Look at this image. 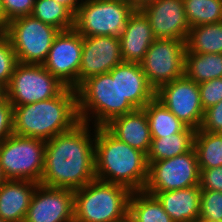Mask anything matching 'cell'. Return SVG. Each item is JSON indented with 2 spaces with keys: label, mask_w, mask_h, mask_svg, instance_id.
Masks as SVG:
<instances>
[{
  "label": "cell",
  "mask_w": 222,
  "mask_h": 222,
  "mask_svg": "<svg viewBox=\"0 0 222 222\" xmlns=\"http://www.w3.org/2000/svg\"><path fill=\"white\" fill-rule=\"evenodd\" d=\"M95 178V126L80 122L46 141L40 184L75 191Z\"/></svg>",
  "instance_id": "1"
},
{
  "label": "cell",
  "mask_w": 222,
  "mask_h": 222,
  "mask_svg": "<svg viewBox=\"0 0 222 222\" xmlns=\"http://www.w3.org/2000/svg\"><path fill=\"white\" fill-rule=\"evenodd\" d=\"M80 123L77 92L65 87L57 96L13 106V134L48 141Z\"/></svg>",
  "instance_id": "2"
},
{
  "label": "cell",
  "mask_w": 222,
  "mask_h": 222,
  "mask_svg": "<svg viewBox=\"0 0 222 222\" xmlns=\"http://www.w3.org/2000/svg\"><path fill=\"white\" fill-rule=\"evenodd\" d=\"M147 155L114 137L105 127H95L96 179L144 190L148 179Z\"/></svg>",
  "instance_id": "3"
},
{
  "label": "cell",
  "mask_w": 222,
  "mask_h": 222,
  "mask_svg": "<svg viewBox=\"0 0 222 222\" xmlns=\"http://www.w3.org/2000/svg\"><path fill=\"white\" fill-rule=\"evenodd\" d=\"M76 92L80 122L95 127H104L112 119L136 110L121 94L116 77L109 73L88 78Z\"/></svg>",
  "instance_id": "4"
},
{
  "label": "cell",
  "mask_w": 222,
  "mask_h": 222,
  "mask_svg": "<svg viewBox=\"0 0 222 222\" xmlns=\"http://www.w3.org/2000/svg\"><path fill=\"white\" fill-rule=\"evenodd\" d=\"M131 191L94 179L74 191V222H119L129 212Z\"/></svg>",
  "instance_id": "5"
},
{
  "label": "cell",
  "mask_w": 222,
  "mask_h": 222,
  "mask_svg": "<svg viewBox=\"0 0 222 222\" xmlns=\"http://www.w3.org/2000/svg\"><path fill=\"white\" fill-rule=\"evenodd\" d=\"M46 141L11 134L0 143V165L7 180L40 183L44 169Z\"/></svg>",
  "instance_id": "6"
},
{
  "label": "cell",
  "mask_w": 222,
  "mask_h": 222,
  "mask_svg": "<svg viewBox=\"0 0 222 222\" xmlns=\"http://www.w3.org/2000/svg\"><path fill=\"white\" fill-rule=\"evenodd\" d=\"M59 32L56 27L27 15L9 21L4 35L10 40L19 63L43 64Z\"/></svg>",
  "instance_id": "7"
},
{
  "label": "cell",
  "mask_w": 222,
  "mask_h": 222,
  "mask_svg": "<svg viewBox=\"0 0 222 222\" xmlns=\"http://www.w3.org/2000/svg\"><path fill=\"white\" fill-rule=\"evenodd\" d=\"M134 10L118 1L83 0L74 15V29L82 36L120 37Z\"/></svg>",
  "instance_id": "8"
},
{
  "label": "cell",
  "mask_w": 222,
  "mask_h": 222,
  "mask_svg": "<svg viewBox=\"0 0 222 222\" xmlns=\"http://www.w3.org/2000/svg\"><path fill=\"white\" fill-rule=\"evenodd\" d=\"M66 86L43 64L18 63L5 89L12 106L26 105L57 96Z\"/></svg>",
  "instance_id": "9"
},
{
  "label": "cell",
  "mask_w": 222,
  "mask_h": 222,
  "mask_svg": "<svg viewBox=\"0 0 222 222\" xmlns=\"http://www.w3.org/2000/svg\"><path fill=\"white\" fill-rule=\"evenodd\" d=\"M148 165L144 191L151 195L200 185L201 172L194 148L172 158L148 162Z\"/></svg>",
  "instance_id": "10"
},
{
  "label": "cell",
  "mask_w": 222,
  "mask_h": 222,
  "mask_svg": "<svg viewBox=\"0 0 222 222\" xmlns=\"http://www.w3.org/2000/svg\"><path fill=\"white\" fill-rule=\"evenodd\" d=\"M186 43L178 39H156L140 66L155 91L163 84L184 76Z\"/></svg>",
  "instance_id": "11"
},
{
  "label": "cell",
  "mask_w": 222,
  "mask_h": 222,
  "mask_svg": "<svg viewBox=\"0 0 222 222\" xmlns=\"http://www.w3.org/2000/svg\"><path fill=\"white\" fill-rule=\"evenodd\" d=\"M159 100L187 127L195 131L201 128L204 109L201 104L199 85L185 75L161 85L155 92Z\"/></svg>",
  "instance_id": "12"
},
{
  "label": "cell",
  "mask_w": 222,
  "mask_h": 222,
  "mask_svg": "<svg viewBox=\"0 0 222 222\" xmlns=\"http://www.w3.org/2000/svg\"><path fill=\"white\" fill-rule=\"evenodd\" d=\"M83 36L74 28L60 31L43 66L66 87L78 88Z\"/></svg>",
  "instance_id": "13"
},
{
  "label": "cell",
  "mask_w": 222,
  "mask_h": 222,
  "mask_svg": "<svg viewBox=\"0 0 222 222\" xmlns=\"http://www.w3.org/2000/svg\"><path fill=\"white\" fill-rule=\"evenodd\" d=\"M23 222H74V191L39 183Z\"/></svg>",
  "instance_id": "14"
},
{
  "label": "cell",
  "mask_w": 222,
  "mask_h": 222,
  "mask_svg": "<svg viewBox=\"0 0 222 222\" xmlns=\"http://www.w3.org/2000/svg\"><path fill=\"white\" fill-rule=\"evenodd\" d=\"M122 62L120 37L83 36L78 87L90 77L109 73Z\"/></svg>",
  "instance_id": "15"
},
{
  "label": "cell",
  "mask_w": 222,
  "mask_h": 222,
  "mask_svg": "<svg viewBox=\"0 0 222 222\" xmlns=\"http://www.w3.org/2000/svg\"><path fill=\"white\" fill-rule=\"evenodd\" d=\"M148 19L156 39L186 41L190 25L183 0H154L140 9Z\"/></svg>",
  "instance_id": "16"
},
{
  "label": "cell",
  "mask_w": 222,
  "mask_h": 222,
  "mask_svg": "<svg viewBox=\"0 0 222 222\" xmlns=\"http://www.w3.org/2000/svg\"><path fill=\"white\" fill-rule=\"evenodd\" d=\"M155 40L148 19L141 10L135 9L120 35L123 62L140 63Z\"/></svg>",
  "instance_id": "17"
},
{
  "label": "cell",
  "mask_w": 222,
  "mask_h": 222,
  "mask_svg": "<svg viewBox=\"0 0 222 222\" xmlns=\"http://www.w3.org/2000/svg\"><path fill=\"white\" fill-rule=\"evenodd\" d=\"M109 74L116 77L123 97L136 108L143 107L155 98V89L148 83L140 63L122 62Z\"/></svg>",
  "instance_id": "18"
},
{
  "label": "cell",
  "mask_w": 222,
  "mask_h": 222,
  "mask_svg": "<svg viewBox=\"0 0 222 222\" xmlns=\"http://www.w3.org/2000/svg\"><path fill=\"white\" fill-rule=\"evenodd\" d=\"M104 127L120 141L147 155L152 139L144 109H136L116 117Z\"/></svg>",
  "instance_id": "19"
},
{
  "label": "cell",
  "mask_w": 222,
  "mask_h": 222,
  "mask_svg": "<svg viewBox=\"0 0 222 222\" xmlns=\"http://www.w3.org/2000/svg\"><path fill=\"white\" fill-rule=\"evenodd\" d=\"M39 183L6 180L0 186V217L9 222H23Z\"/></svg>",
  "instance_id": "20"
},
{
  "label": "cell",
  "mask_w": 222,
  "mask_h": 222,
  "mask_svg": "<svg viewBox=\"0 0 222 222\" xmlns=\"http://www.w3.org/2000/svg\"><path fill=\"white\" fill-rule=\"evenodd\" d=\"M173 222H198L200 214V185L155 194Z\"/></svg>",
  "instance_id": "21"
},
{
  "label": "cell",
  "mask_w": 222,
  "mask_h": 222,
  "mask_svg": "<svg viewBox=\"0 0 222 222\" xmlns=\"http://www.w3.org/2000/svg\"><path fill=\"white\" fill-rule=\"evenodd\" d=\"M195 130L186 127L182 132L161 138H151L147 161L155 162L187 153L193 148Z\"/></svg>",
  "instance_id": "22"
},
{
  "label": "cell",
  "mask_w": 222,
  "mask_h": 222,
  "mask_svg": "<svg viewBox=\"0 0 222 222\" xmlns=\"http://www.w3.org/2000/svg\"><path fill=\"white\" fill-rule=\"evenodd\" d=\"M184 75L200 84L204 81L222 77V53L185 52Z\"/></svg>",
  "instance_id": "23"
},
{
  "label": "cell",
  "mask_w": 222,
  "mask_h": 222,
  "mask_svg": "<svg viewBox=\"0 0 222 222\" xmlns=\"http://www.w3.org/2000/svg\"><path fill=\"white\" fill-rule=\"evenodd\" d=\"M128 215L135 222H173L157 197L144 190L131 192Z\"/></svg>",
  "instance_id": "24"
},
{
  "label": "cell",
  "mask_w": 222,
  "mask_h": 222,
  "mask_svg": "<svg viewBox=\"0 0 222 222\" xmlns=\"http://www.w3.org/2000/svg\"><path fill=\"white\" fill-rule=\"evenodd\" d=\"M143 109L147 114L151 138L170 136L187 127L156 98L148 102Z\"/></svg>",
  "instance_id": "25"
},
{
  "label": "cell",
  "mask_w": 222,
  "mask_h": 222,
  "mask_svg": "<svg viewBox=\"0 0 222 222\" xmlns=\"http://www.w3.org/2000/svg\"><path fill=\"white\" fill-rule=\"evenodd\" d=\"M185 43L191 53H222V22L190 28Z\"/></svg>",
  "instance_id": "26"
},
{
  "label": "cell",
  "mask_w": 222,
  "mask_h": 222,
  "mask_svg": "<svg viewBox=\"0 0 222 222\" xmlns=\"http://www.w3.org/2000/svg\"><path fill=\"white\" fill-rule=\"evenodd\" d=\"M193 148L197 154L200 172L222 166V133L196 130Z\"/></svg>",
  "instance_id": "27"
},
{
  "label": "cell",
  "mask_w": 222,
  "mask_h": 222,
  "mask_svg": "<svg viewBox=\"0 0 222 222\" xmlns=\"http://www.w3.org/2000/svg\"><path fill=\"white\" fill-rule=\"evenodd\" d=\"M30 15L60 31L74 28V14L55 0H35Z\"/></svg>",
  "instance_id": "28"
},
{
  "label": "cell",
  "mask_w": 222,
  "mask_h": 222,
  "mask_svg": "<svg viewBox=\"0 0 222 222\" xmlns=\"http://www.w3.org/2000/svg\"><path fill=\"white\" fill-rule=\"evenodd\" d=\"M190 27L222 22V0H183Z\"/></svg>",
  "instance_id": "29"
},
{
  "label": "cell",
  "mask_w": 222,
  "mask_h": 222,
  "mask_svg": "<svg viewBox=\"0 0 222 222\" xmlns=\"http://www.w3.org/2000/svg\"><path fill=\"white\" fill-rule=\"evenodd\" d=\"M18 63L10 40L4 34H0V85L4 89L8 86Z\"/></svg>",
  "instance_id": "30"
},
{
  "label": "cell",
  "mask_w": 222,
  "mask_h": 222,
  "mask_svg": "<svg viewBox=\"0 0 222 222\" xmlns=\"http://www.w3.org/2000/svg\"><path fill=\"white\" fill-rule=\"evenodd\" d=\"M199 220L222 221V192L201 190Z\"/></svg>",
  "instance_id": "31"
},
{
  "label": "cell",
  "mask_w": 222,
  "mask_h": 222,
  "mask_svg": "<svg viewBox=\"0 0 222 222\" xmlns=\"http://www.w3.org/2000/svg\"><path fill=\"white\" fill-rule=\"evenodd\" d=\"M198 85L204 111L222 100V77L204 81Z\"/></svg>",
  "instance_id": "32"
},
{
  "label": "cell",
  "mask_w": 222,
  "mask_h": 222,
  "mask_svg": "<svg viewBox=\"0 0 222 222\" xmlns=\"http://www.w3.org/2000/svg\"><path fill=\"white\" fill-rule=\"evenodd\" d=\"M7 22L21 16L30 15L35 0H0Z\"/></svg>",
  "instance_id": "33"
},
{
  "label": "cell",
  "mask_w": 222,
  "mask_h": 222,
  "mask_svg": "<svg viewBox=\"0 0 222 222\" xmlns=\"http://www.w3.org/2000/svg\"><path fill=\"white\" fill-rule=\"evenodd\" d=\"M201 130L222 133V100L205 110Z\"/></svg>",
  "instance_id": "34"
},
{
  "label": "cell",
  "mask_w": 222,
  "mask_h": 222,
  "mask_svg": "<svg viewBox=\"0 0 222 222\" xmlns=\"http://www.w3.org/2000/svg\"><path fill=\"white\" fill-rule=\"evenodd\" d=\"M201 190L222 192V166L203 169L200 174Z\"/></svg>",
  "instance_id": "35"
},
{
  "label": "cell",
  "mask_w": 222,
  "mask_h": 222,
  "mask_svg": "<svg viewBox=\"0 0 222 222\" xmlns=\"http://www.w3.org/2000/svg\"><path fill=\"white\" fill-rule=\"evenodd\" d=\"M13 134V106L5 97L0 102V143Z\"/></svg>",
  "instance_id": "36"
},
{
  "label": "cell",
  "mask_w": 222,
  "mask_h": 222,
  "mask_svg": "<svg viewBox=\"0 0 222 222\" xmlns=\"http://www.w3.org/2000/svg\"><path fill=\"white\" fill-rule=\"evenodd\" d=\"M56 2L66 6L74 15L77 13V10L83 0H55Z\"/></svg>",
  "instance_id": "37"
},
{
  "label": "cell",
  "mask_w": 222,
  "mask_h": 222,
  "mask_svg": "<svg viewBox=\"0 0 222 222\" xmlns=\"http://www.w3.org/2000/svg\"><path fill=\"white\" fill-rule=\"evenodd\" d=\"M154 0H130V5L134 8V9H141L143 8L145 5L153 2Z\"/></svg>",
  "instance_id": "38"
},
{
  "label": "cell",
  "mask_w": 222,
  "mask_h": 222,
  "mask_svg": "<svg viewBox=\"0 0 222 222\" xmlns=\"http://www.w3.org/2000/svg\"><path fill=\"white\" fill-rule=\"evenodd\" d=\"M8 22L5 19L4 13L2 11V5L0 1V34H4L7 28Z\"/></svg>",
  "instance_id": "39"
},
{
  "label": "cell",
  "mask_w": 222,
  "mask_h": 222,
  "mask_svg": "<svg viewBox=\"0 0 222 222\" xmlns=\"http://www.w3.org/2000/svg\"><path fill=\"white\" fill-rule=\"evenodd\" d=\"M7 179L4 177L1 165H0V186L6 181Z\"/></svg>",
  "instance_id": "40"
},
{
  "label": "cell",
  "mask_w": 222,
  "mask_h": 222,
  "mask_svg": "<svg viewBox=\"0 0 222 222\" xmlns=\"http://www.w3.org/2000/svg\"><path fill=\"white\" fill-rule=\"evenodd\" d=\"M5 98V89L0 85V102Z\"/></svg>",
  "instance_id": "41"
},
{
  "label": "cell",
  "mask_w": 222,
  "mask_h": 222,
  "mask_svg": "<svg viewBox=\"0 0 222 222\" xmlns=\"http://www.w3.org/2000/svg\"><path fill=\"white\" fill-rule=\"evenodd\" d=\"M119 222H135V221L132 217L127 215L122 221H119Z\"/></svg>",
  "instance_id": "42"
},
{
  "label": "cell",
  "mask_w": 222,
  "mask_h": 222,
  "mask_svg": "<svg viewBox=\"0 0 222 222\" xmlns=\"http://www.w3.org/2000/svg\"><path fill=\"white\" fill-rule=\"evenodd\" d=\"M112 1H118V2H123L126 4H130V0H112Z\"/></svg>",
  "instance_id": "43"
},
{
  "label": "cell",
  "mask_w": 222,
  "mask_h": 222,
  "mask_svg": "<svg viewBox=\"0 0 222 222\" xmlns=\"http://www.w3.org/2000/svg\"><path fill=\"white\" fill-rule=\"evenodd\" d=\"M198 222H222V221L198 220Z\"/></svg>",
  "instance_id": "44"
},
{
  "label": "cell",
  "mask_w": 222,
  "mask_h": 222,
  "mask_svg": "<svg viewBox=\"0 0 222 222\" xmlns=\"http://www.w3.org/2000/svg\"><path fill=\"white\" fill-rule=\"evenodd\" d=\"M0 222H9V221H5L0 217Z\"/></svg>",
  "instance_id": "45"
}]
</instances>
